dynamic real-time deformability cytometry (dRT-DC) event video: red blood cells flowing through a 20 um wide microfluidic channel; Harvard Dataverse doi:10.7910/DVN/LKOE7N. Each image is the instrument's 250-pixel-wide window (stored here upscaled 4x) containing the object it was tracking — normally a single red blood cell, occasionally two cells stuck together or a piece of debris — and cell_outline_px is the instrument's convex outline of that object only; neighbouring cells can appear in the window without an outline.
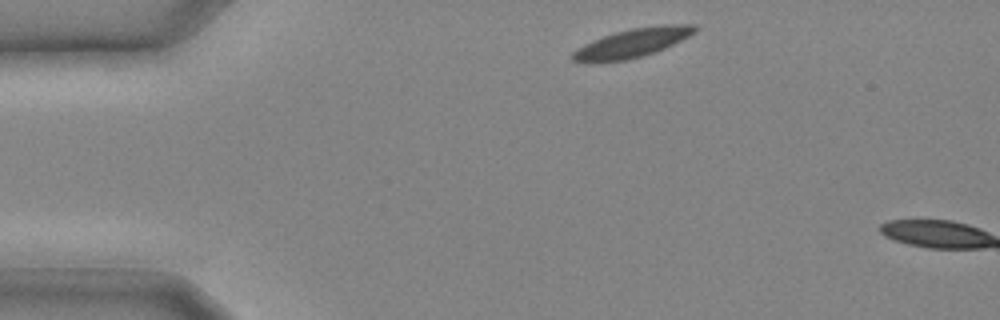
{"species": "common noctule bat (a hibernating species)", "species_latin": "Nyctalus noctula", "temperature_condition": "cold", "stored_images_in_passage": 2, "camera_frame_rate_fps": 3000, "um_per_image_px": 0.085, "animal": {"sex": "male", "body_mass_g": 20.4}, "frame": {"image": 1, "passage_image": 1, "time_ms": 0.0, "image_size_px": [1000, 320], "cell_outline_px": [[696, 28], [688, 36], [656, 52], [624, 60], [572, 60], [572, 52], [576, 48], [592, 40], [616, 32], [632, 28], [664, 24], [696, 24]], "centroid_in_image_um": [53.78, 3.61], "position_along_channel_um": 31.2, "area_um2": 19.71}}